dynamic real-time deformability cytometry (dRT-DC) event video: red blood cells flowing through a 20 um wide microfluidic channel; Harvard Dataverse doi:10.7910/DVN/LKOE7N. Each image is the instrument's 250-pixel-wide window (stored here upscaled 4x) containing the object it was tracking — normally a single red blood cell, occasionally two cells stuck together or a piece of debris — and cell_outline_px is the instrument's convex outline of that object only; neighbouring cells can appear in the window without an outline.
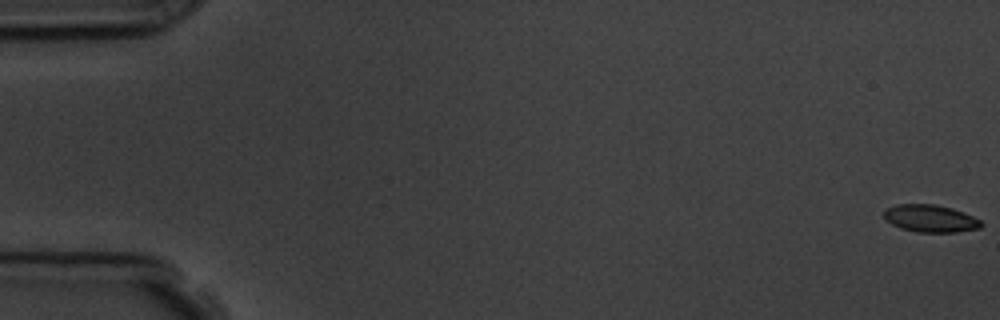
{"species": "common noctule bat (a hibernating species)", "species_latin": "Nyctalus noctula", "temperature_condition": "room temperature", "stored_images_in_passage": 17, "camera_frame_rate_fps": 3000, "um_per_image_px": 0.085, "animal": {"sex": "male", "body_mass_g": 19.5, "forearm_length_mm": 54.6}, "frame": {"image": 1, "passage_image": 1, "time_ms": 0.0, "image_size_px": [1000, 320], "cell_outline_px": [[984, 224], [980, 228], [956, 232], [916, 232], [900, 228], [892, 224], [884, 216], [884, 208], [896, 204], [936, 204], [952, 208], [964, 212], [980, 220]], "centroid_in_image_um": [79.08, 18.56], "position_along_channel_um": 5.9, "area_um2": 15.61}}